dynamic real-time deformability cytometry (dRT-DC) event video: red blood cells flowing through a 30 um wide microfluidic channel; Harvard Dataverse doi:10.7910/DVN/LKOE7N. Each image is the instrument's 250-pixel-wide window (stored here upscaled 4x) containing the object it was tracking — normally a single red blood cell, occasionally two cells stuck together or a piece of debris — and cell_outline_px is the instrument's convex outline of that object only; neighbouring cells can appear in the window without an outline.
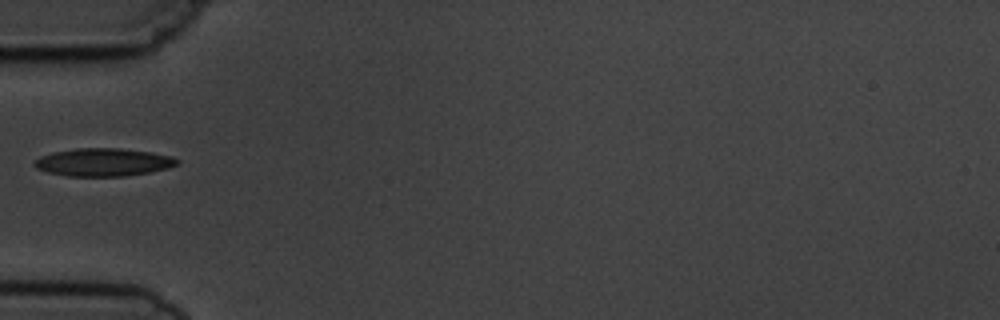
{"species": "common noctule bat (a hibernating species)", "species_latin": "Nyctalus noctula", "temperature_condition": "cold", "stored_images_in_passage": 1, "camera_frame_rate_fps": 3000, "um_per_image_px": 0.085, "animal": {"sex": "male", "body_mass_g": 19.5, "forearm_length_mm": 54.6}, "frame": {"image": 1, "passage_image": 1, "time_ms": 0.0, "image_size_px": [1000, 320], "cell_outline_px": [[180, 164], [168, 168], [152, 172], [124, 176], [68, 176], [48, 172], [36, 168], [32, 164], [40, 156], [52, 152], [76, 148], [120, 148], [152, 152], [172, 156], [180, 160]], "centroid_in_image_um": [8.82, 13.78], "position_along_channel_um": 76.2, "area_um2": 23.41}}